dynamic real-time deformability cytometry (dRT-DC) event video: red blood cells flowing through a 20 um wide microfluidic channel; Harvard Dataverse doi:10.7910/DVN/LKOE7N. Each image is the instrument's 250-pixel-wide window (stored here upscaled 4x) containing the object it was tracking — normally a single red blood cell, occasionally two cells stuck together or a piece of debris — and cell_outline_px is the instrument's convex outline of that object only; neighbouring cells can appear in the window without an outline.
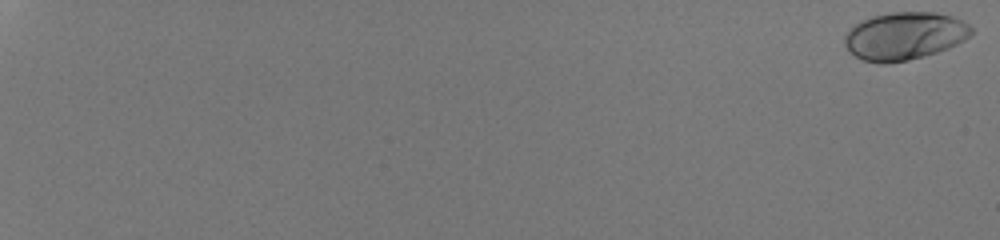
{"species": "human", "species_latin": "Homo sapiens", "temperature_condition": "room temperature", "stored_images_in_passage": 56, "camera_frame_rate_fps": 3000, "um_per_image_px": 0.085, "donor": {"sex": "male"}, "frame": {"image": 1, "passage_image": 1, "time_ms": 0.0, "image_size_px": [1000, 240], "cell_outline_px": [[972, 32], [964, 40], [948, 48], [924, 56], [908, 60], [884, 64], [880, 64], [860, 60], [844, 44], [844, 36], [856, 24], [872, 16], [892, 12], [936, 12], [952, 16], [968, 24], [972, 28]], "centroid_in_image_um": [76.88, 3.06], "position_along_channel_um": 8.1, "area_um2": 35.03}}
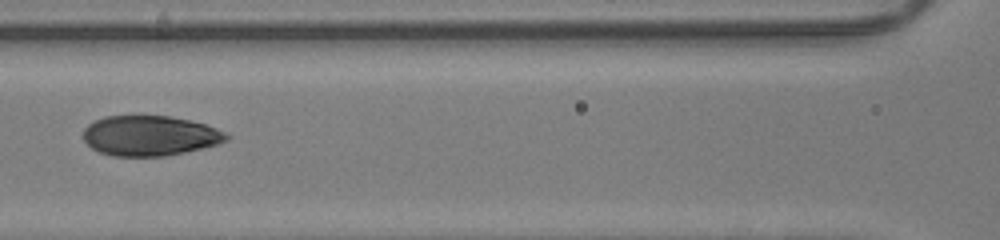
{"frame": {"image": 2, "passage_image": 32, "time_ms": 10.333, "image_size_px": [1000, 240], "cell_outline_px": [[232, 136], [228, 140], [204, 148], [164, 156], [112, 156], [100, 152], [92, 148], [84, 140], [84, 128], [92, 120], [104, 116], [136, 112], [168, 116], [188, 120], [204, 124], [216, 128]], "centroid_in_image_um": [12.69, 11.48], "position_along_channel_um": 153.9, "area_um2": 34.39}}
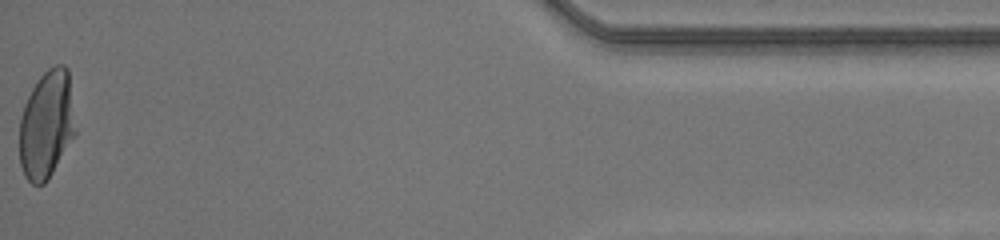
{"frame": {"image": 3, "passage_image": 56, "time_ms": 18.333, "image_size_px": [1000, 240], "cell_outline_px": [[76, 132], [48, 180], [44, 184], [32, 184], [24, 176], [20, 164], [20, 116], [24, 104], [32, 88], [40, 76], [48, 68], [56, 64], [64, 64], [68, 68]], "centroid_in_image_um": [3.95, 10.58], "position_along_channel_um": 431.2, "area_um2": 35.26}, "authors_computed_cell_mechanics": {"area_um2": 34.391, "velocity_mm_per_s": 4.2176, "shape_relaxation_time_tau1_ms": 3.5497, "shape_relaxation_time_tau2_ms": null, "deformation_change_tau1": 0.1905, "deformation_change_tau2": null}}